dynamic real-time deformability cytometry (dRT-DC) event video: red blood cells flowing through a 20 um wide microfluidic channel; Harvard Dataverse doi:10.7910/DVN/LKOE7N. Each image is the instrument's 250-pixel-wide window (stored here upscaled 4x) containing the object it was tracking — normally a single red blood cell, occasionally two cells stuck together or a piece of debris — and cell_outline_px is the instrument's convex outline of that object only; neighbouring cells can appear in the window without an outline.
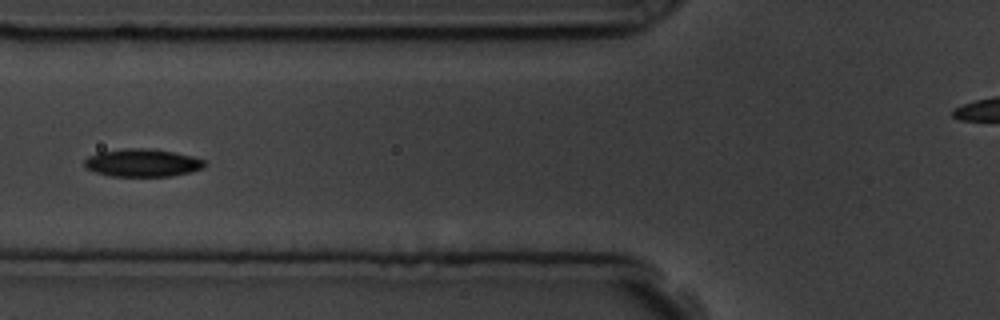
{"species": "common noctule bat (a hibernating species)", "species_latin": "Nyctalus noctula", "temperature_condition": "room temperature", "stored_images_in_passage": 7, "camera_frame_rate_fps": 3000, "um_per_image_px": 0.085, "animal": {"sex": "male", "body_mass_g": 19.5, "forearm_length_mm": 54.6}, "frame": {"image": 1, "passage_image": 6, "time_ms": 5.667, "image_size_px": [1000, 320], "cell_outline_px": [[208, 164], [204, 168], [172, 176], [112, 176], [96, 172], [84, 168], [84, 160], [88, 156], [96, 152], [124, 148], [152, 148], [192, 156], [204, 160]], "centroid_in_image_um": [12.08, 13.83], "position_along_channel_um": 113.7, "area_um2": 19.65}}